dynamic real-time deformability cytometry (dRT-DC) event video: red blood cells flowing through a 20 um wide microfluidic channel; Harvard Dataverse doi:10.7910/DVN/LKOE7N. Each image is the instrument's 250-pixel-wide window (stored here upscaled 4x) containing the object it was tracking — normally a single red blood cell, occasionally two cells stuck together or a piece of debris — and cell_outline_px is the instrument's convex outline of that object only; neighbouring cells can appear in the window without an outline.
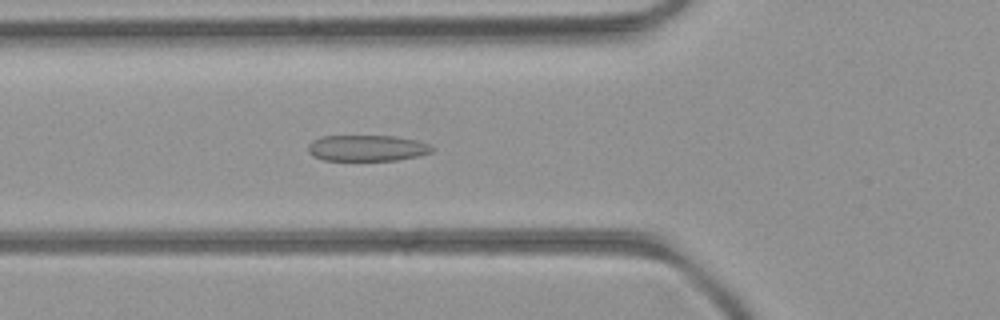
{"species": "common noctule bat (a hibernating species)", "species_latin": "Nyctalus noctula", "temperature_condition": "room temperature", "stored_images_in_passage": 43, "camera_frame_rate_fps": 3000, "um_per_image_px": 0.085, "animal": {"sex": "female", "body_mass_g": 21.9}, "frame": {"image": 1, "passage_image": 10, "time_ms": 3.0, "image_size_px": [1000, 320], "cell_outline_px": [[436, 148], [432, 152], [416, 156], [396, 160], [324, 160], [312, 156], [308, 152], [308, 144], [312, 140], [320, 136], [392, 136], [416, 140], [428, 144]], "centroid_in_image_um": [31.16, 12.58], "position_along_channel_um": 94.6, "area_um2": 18.84}}
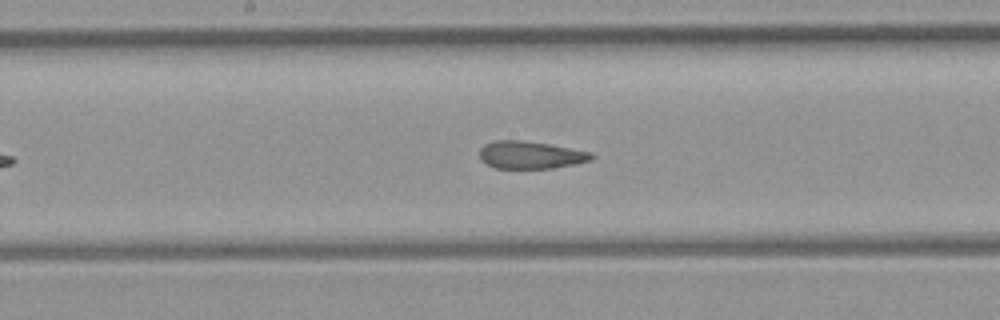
{"frame": {"image": 2, "passage_image": 18, "time_ms": 5.667, "image_size_px": [1000, 320], "cell_outline_px": [[596, 156], [592, 160], [576, 164], [552, 168], [496, 168], [480, 160], [480, 148], [484, 144], [496, 140], [524, 140], [548, 144], [592, 152]], "centroid_in_image_um": [45.12, 13.17], "position_along_channel_um": 203.1, "area_um2": 18.03}}
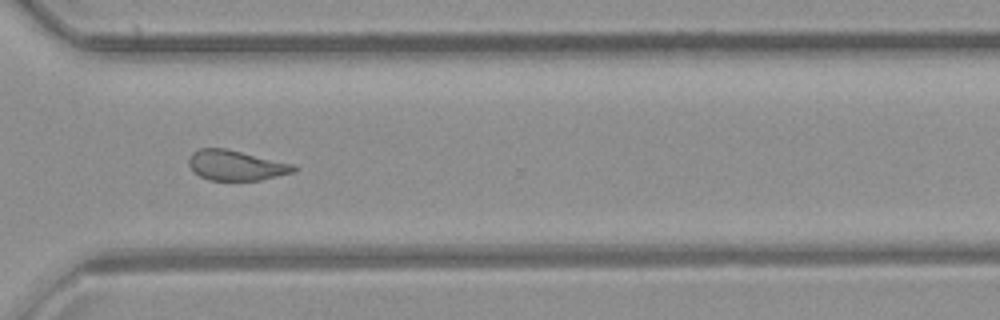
{"frame": {"image": 3, "passage_image": 29, "time_ms": 9.333, "image_size_px": [1000, 320], "cell_outline_px": [[300, 168], [296, 172], [260, 180], [208, 180], [200, 176], [188, 164], [188, 160], [192, 152], [200, 148], [224, 148], [296, 164]], "centroid_in_image_um": [20.12, 14.05], "position_along_channel_um": 350.5, "area_um2": 18.55}, "authors_computed_cell_mechanics": {"area_um2": 19.0162, "velocity_mm_per_s": 4.0223, "shape_relaxation_time_tau1_ms": 8.9676, "shape_relaxation_time_tau2_ms": 1.8661, "deformation_change_tau1": 0.1887, "deformation_change_tau2": 0.1036}}